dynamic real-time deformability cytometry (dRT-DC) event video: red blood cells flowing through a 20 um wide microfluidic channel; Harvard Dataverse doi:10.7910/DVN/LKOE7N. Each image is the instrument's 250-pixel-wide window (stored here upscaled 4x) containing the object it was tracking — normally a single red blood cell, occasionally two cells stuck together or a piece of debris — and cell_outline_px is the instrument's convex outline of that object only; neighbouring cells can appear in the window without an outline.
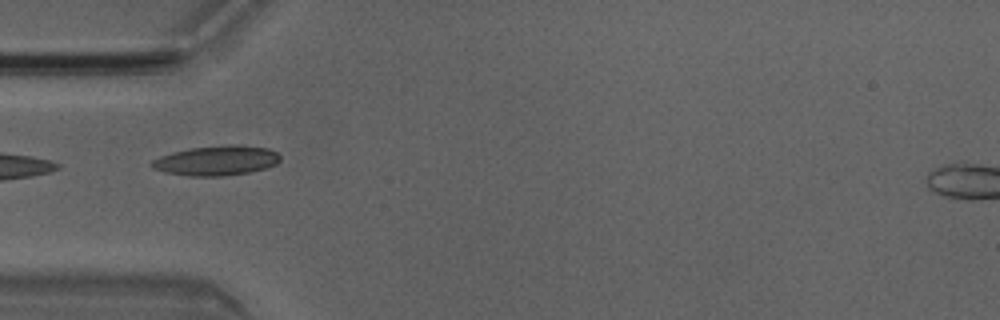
{"species": "Egyptian fruit bat (a non-hibernating species)", "species_latin": "Rousettus aegyptiacus", "temperature_condition": "room temperature", "stored_images_in_passage": 5, "camera_frame_rate_fps": 3000, "um_per_image_px": 0.085, "animal": {"sex": "male"}, "frame": {"image": 1, "passage_image": 5, "time_ms": 1.333, "image_size_px": [1000, 320], "cell_outline_px": [[280, 160], [276, 164], [268, 168], [248, 172], [224, 176], [188, 176], [164, 172], [152, 168], [148, 164], [152, 160], [160, 156], [172, 152], [188, 148], [232, 144], [236, 144], [268, 148], [276, 152], [280, 156]], "centroid_in_image_um": [18.38, 13.64], "position_along_channel_um": 66.6, "area_um2": 22.54}}